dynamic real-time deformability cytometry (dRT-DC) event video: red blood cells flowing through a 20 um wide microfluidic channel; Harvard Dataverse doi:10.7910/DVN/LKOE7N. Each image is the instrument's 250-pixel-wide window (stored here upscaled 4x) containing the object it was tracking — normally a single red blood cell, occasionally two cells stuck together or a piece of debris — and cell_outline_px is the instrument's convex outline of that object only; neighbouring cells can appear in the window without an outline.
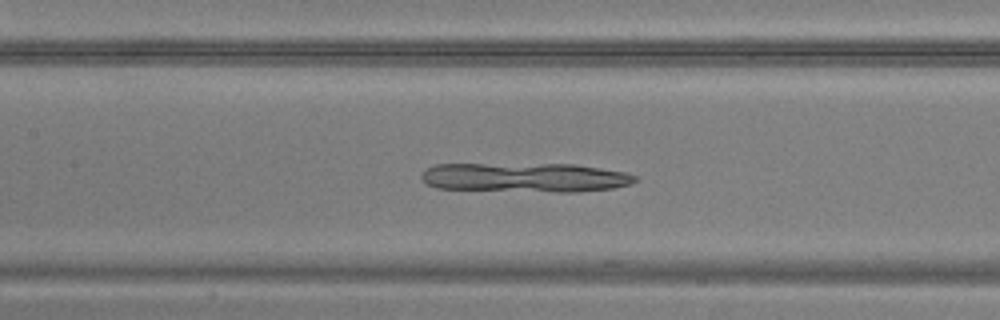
{"species": "common noctule bat (a hibernating species)", "species_latin": "Nyctalus noctula", "temperature_condition": "warm", "stored_images_in_passage": 44, "camera_frame_rate_fps": 3000, "um_per_image_px": 0.085, "animal": {"sex": "male", "body_mass_g": 20.5, "forearm_length_mm": 52.5}, "frame": {"image": 1, "passage_image": 18, "time_ms": 5.667, "image_size_px": [1000, 320], "cell_outline_px": [[636, 180], [632, 184], [612, 188], [576, 192], [556, 192], [436, 188], [428, 184], [420, 176], [428, 168], [436, 164], [576, 164], [628, 172], [636, 176]], "centroid_in_image_um": [44.7, 15.08], "position_along_channel_um": 162.7, "area_um2": 36.59}}
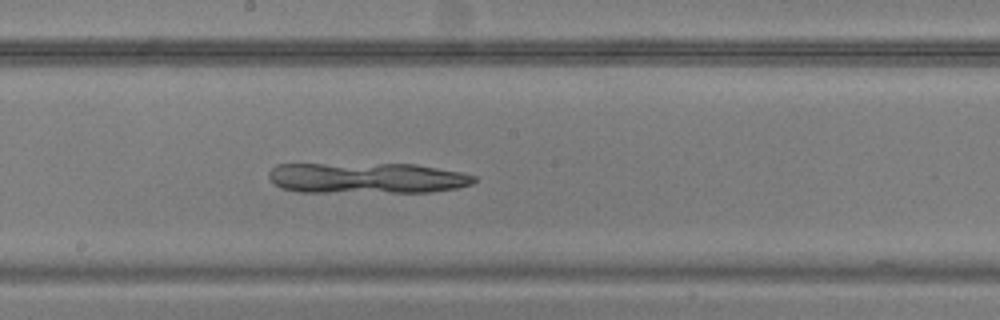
{"frame": {"image": 2, "passage_image": 22, "time_ms": 7.0, "image_size_px": [1000, 320], "cell_outline_px": [[476, 180], [472, 184], [456, 188], [432, 192], [300, 192], [280, 188], [272, 184], [268, 176], [268, 172], [276, 164], [416, 164], [460, 172], [476, 176]], "centroid_in_image_um": [31.14, 15.14], "position_along_channel_um": 217.1, "area_um2": 37.11}}